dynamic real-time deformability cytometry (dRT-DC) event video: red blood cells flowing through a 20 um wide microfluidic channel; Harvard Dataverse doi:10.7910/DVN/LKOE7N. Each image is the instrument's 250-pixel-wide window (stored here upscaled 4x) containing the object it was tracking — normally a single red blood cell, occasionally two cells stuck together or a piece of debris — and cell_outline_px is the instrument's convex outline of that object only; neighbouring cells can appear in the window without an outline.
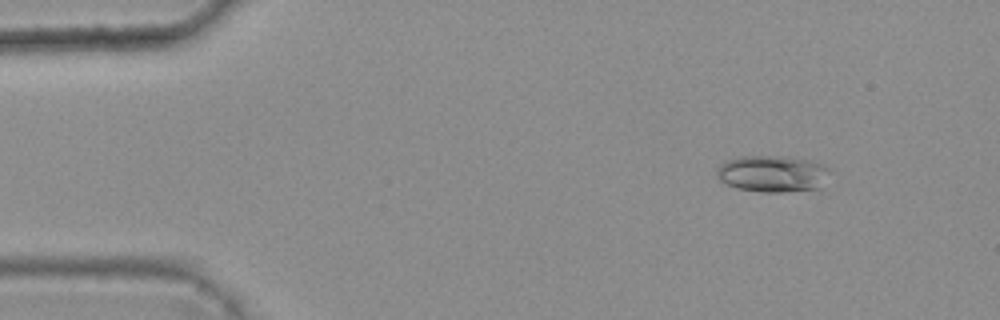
{"species": "common noctule bat (a hibernating species)", "species_latin": "Nyctalus noctula", "temperature_condition": "warm", "stored_images_in_passage": 4, "camera_frame_rate_fps": 3000, "um_per_image_px": 0.085, "animal": {"sex": "female", "body_mass_g": 25.1}, "frame": {"image": 1, "passage_image": 2, "time_ms": 0.333, "image_size_px": [1000, 320], "cell_outline_px": [[828, 172], [820, 188], [784, 192], [760, 192], [740, 188], [728, 184], [720, 180], [716, 176], [716, 168], [724, 160], [740, 156], [788, 156], [812, 160], [824, 164], [828, 168]], "centroid_in_image_um": [65.64, 14.74], "position_along_channel_um": 19.4, "area_um2": 24.28}}